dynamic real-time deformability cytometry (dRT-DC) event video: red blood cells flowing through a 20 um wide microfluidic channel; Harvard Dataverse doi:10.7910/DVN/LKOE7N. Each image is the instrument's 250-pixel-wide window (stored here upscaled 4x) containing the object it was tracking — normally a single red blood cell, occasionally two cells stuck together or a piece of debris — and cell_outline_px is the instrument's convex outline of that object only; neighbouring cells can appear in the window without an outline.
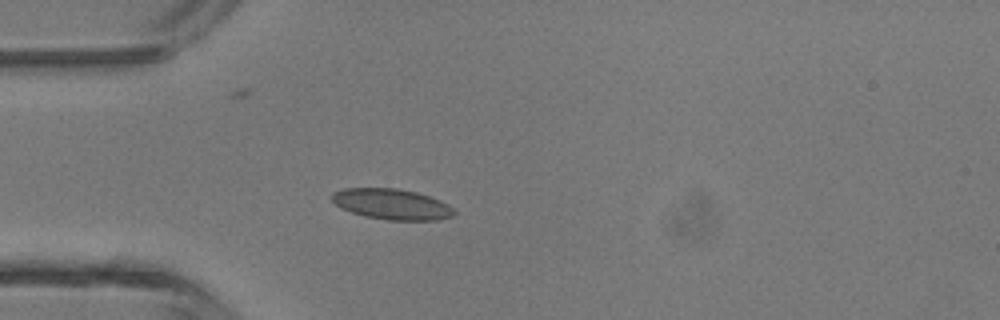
{"species": "common noctule bat (a hibernating species)", "species_latin": "Nyctalus noctula", "temperature_condition": "room temperature", "stored_images_in_passage": 34, "camera_frame_rate_fps": 3000, "um_per_image_px": 0.085, "animal": {"sex": "male", "body_mass_g": 13.3}, "frame": {"image": 1, "passage_image": 1, "time_ms": 0.0, "image_size_px": [1000, 320], "cell_outline_px": [[456, 212], [452, 216], [436, 220], [388, 220], [364, 216], [340, 208], [328, 196], [332, 192], [344, 188], [396, 188], [416, 192], [440, 200], [448, 204]], "centroid_in_image_um": [33.26, 17.35], "position_along_channel_um": 51.7, "area_um2": 21.91}}
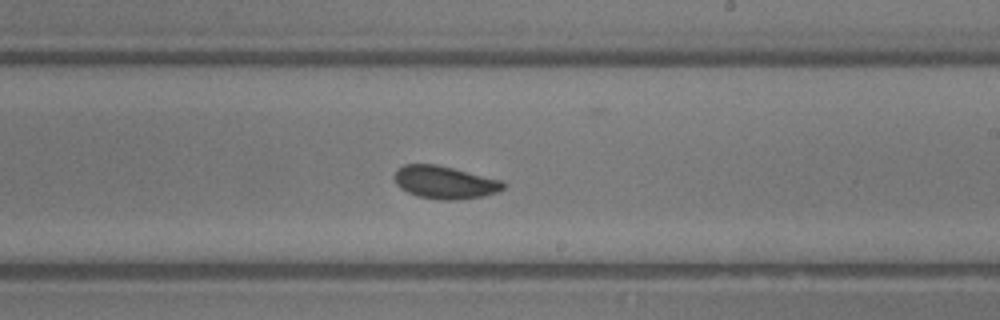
{"frame": {"image": 2, "passage_image": 15, "time_ms": 4.667, "image_size_px": [1000, 320], "cell_outline_px": [[508, 184], [504, 188], [496, 192], [484, 196], [456, 200], [440, 200], [416, 196], [400, 188], [396, 184], [392, 176], [404, 164], [436, 164], [504, 180]], "centroid_in_image_um": [37.83, 15.5], "position_along_channel_um": 251.2, "area_um2": 21.04}}
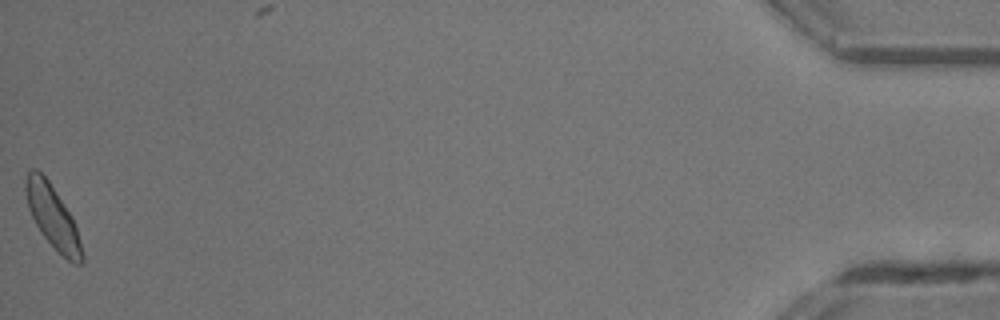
{"frame": {"image": 3, "passage_image": 34, "time_ms": 11.0, "image_size_px": [1000, 320], "cell_outline_px": [[84, 264], [72, 264], [44, 236], [36, 224], [28, 208], [24, 192], [24, 180], [28, 172], [32, 168], [36, 168], [48, 180], [72, 216], [76, 228], [84, 256]], "centroid_in_image_um": [4.46, 18.4], "position_along_channel_um": 430.7, "area_um2": 20.35}, "authors_computed_cell_mechanics": {"area_um2": 20.3456, "velocity_mm_per_s": 4.4786, "shape_relaxation_time_tau1_ms": 3.0719, "shape_relaxation_time_tau2_ms": 1.7618, "deformation_change_tau1": 0.0723, "deformation_change_tau2": 0.0824}}